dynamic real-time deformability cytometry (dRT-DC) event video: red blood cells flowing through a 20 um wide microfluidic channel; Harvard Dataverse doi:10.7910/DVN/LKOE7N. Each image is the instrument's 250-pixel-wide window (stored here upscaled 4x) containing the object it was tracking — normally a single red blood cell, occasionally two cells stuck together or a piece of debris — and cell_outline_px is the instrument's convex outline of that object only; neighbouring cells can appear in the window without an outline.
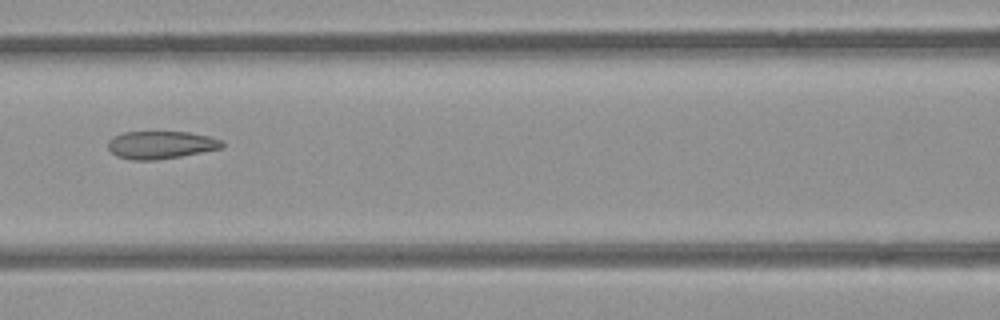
{"species": "common noctule bat (a hibernating species)", "species_latin": "Nyctalus noctula", "temperature_condition": "room temperature", "stored_images_in_passage": 6, "camera_frame_rate_fps": 3000, "um_per_image_px": 0.085, "animal": {"sex": "female", "body_mass_g": 21.9}, "frame": {"image": 1, "passage_image": 6, "time_ms": 5.667, "image_size_px": [1000, 320], "cell_outline_px": [[224, 148], [180, 156], [156, 160], [132, 160], [116, 156], [108, 148], [108, 140], [124, 132], [188, 132], [208, 136], [224, 140]], "centroid_in_image_um": [13.7, 12.32], "position_along_channel_um": 152.9, "area_um2": 18.44}}